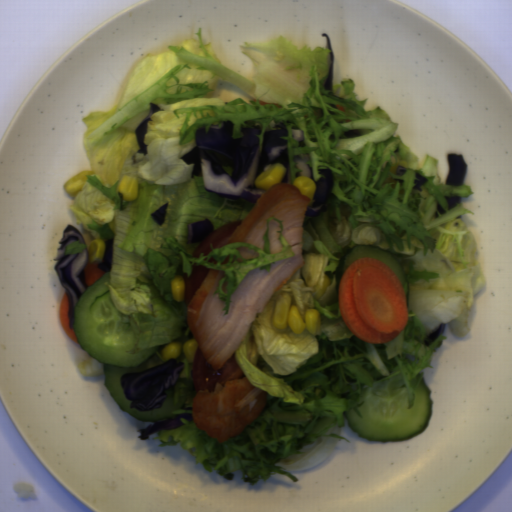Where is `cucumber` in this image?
<instances>
[{
  "label": "cucumber",
  "instance_id": "cucumber-1",
  "mask_svg": "<svg viewBox=\"0 0 512 512\" xmlns=\"http://www.w3.org/2000/svg\"><path fill=\"white\" fill-rule=\"evenodd\" d=\"M110 272L87 287L73 311V328L78 344L96 361L103 364L104 385L120 407L140 421L159 422L174 417L181 410L185 397L174 403V392L166 390L161 407L148 412L130 408L131 400L125 397L121 380L127 373H138L161 364L151 350L130 353L138 339L130 316L120 313L114 306L106 286Z\"/></svg>",
  "mask_w": 512,
  "mask_h": 512
},
{
  "label": "cucumber",
  "instance_id": "cucumber-2",
  "mask_svg": "<svg viewBox=\"0 0 512 512\" xmlns=\"http://www.w3.org/2000/svg\"><path fill=\"white\" fill-rule=\"evenodd\" d=\"M423 372L418 373L411 384L415 391V401L411 408L408 403L407 388L391 396H377L369 387L356 403H364L355 410L346 411L347 423L352 432L369 442L406 441L429 424L433 413L432 391L423 380Z\"/></svg>",
  "mask_w": 512,
  "mask_h": 512
},
{
  "label": "cucumber",
  "instance_id": "cucumber-3",
  "mask_svg": "<svg viewBox=\"0 0 512 512\" xmlns=\"http://www.w3.org/2000/svg\"><path fill=\"white\" fill-rule=\"evenodd\" d=\"M358 258H373L379 260L385 265H387L398 276L404 288L406 304L409 310L410 283L407 278L406 272L403 269L400 261L393 254H391L386 249H381L379 246L371 244L354 245L353 247L348 248L342 254L336 269L337 292L339 293L340 284L344 272L351 265V263Z\"/></svg>",
  "mask_w": 512,
  "mask_h": 512
}]
</instances>
